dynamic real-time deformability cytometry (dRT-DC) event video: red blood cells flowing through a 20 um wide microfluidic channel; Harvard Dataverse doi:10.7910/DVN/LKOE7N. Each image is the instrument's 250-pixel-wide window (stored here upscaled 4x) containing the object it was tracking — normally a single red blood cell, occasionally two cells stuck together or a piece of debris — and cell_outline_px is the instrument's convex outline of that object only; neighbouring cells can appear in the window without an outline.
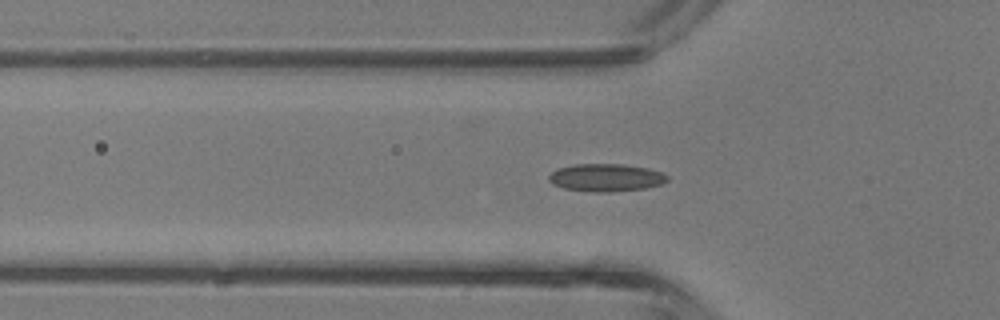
{"species": "common noctule bat (a hibernating species)", "species_latin": "Nyctalus noctula", "temperature_condition": "room temperature", "stored_images_in_passage": 27, "camera_frame_rate_fps": 3000, "um_per_image_px": 0.085, "animal": {"sex": "male", "body_mass_g": 13.3}, "frame": {"image": 1, "passage_image": 2, "time_ms": 0.333, "image_size_px": [1000, 320], "cell_outline_px": [[668, 180], [664, 184], [644, 188], [608, 192], [592, 192], [564, 188], [552, 184], [548, 180], [548, 176], [556, 168], [576, 164], [624, 164], [648, 168], [660, 172], [668, 176]], "centroid_in_image_um": [51.5, 15.09], "position_along_channel_um": 74.3, "area_um2": 19.19}}
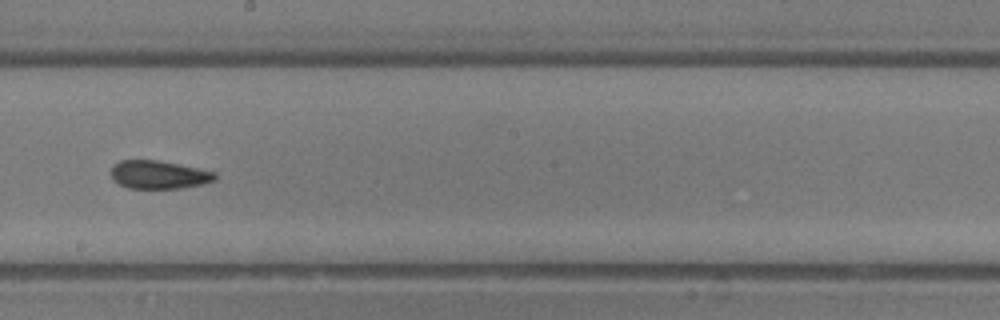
{"frame": {"image": 2, "passage_image": 12, "time_ms": 3.667, "image_size_px": [1000, 320], "cell_outline_px": [[216, 180], [200, 184], [180, 188], [128, 188], [112, 180], [112, 164], [120, 160], [156, 160], [180, 164], [216, 172]], "centroid_in_image_um": [13.48, 14.84], "position_along_channel_um": 234.7, "area_um2": 17.05}}
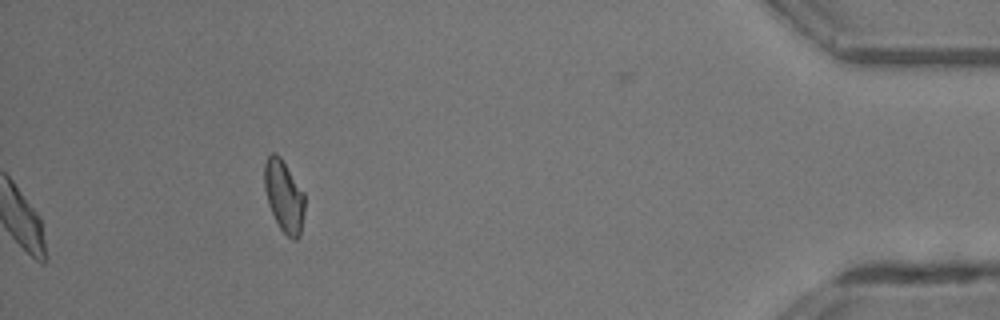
{"frame": {"image": 3, "passage_image": 27, "time_ms": 8.667, "image_size_px": [1000, 320], "cell_outline_px": [[304, 212], [300, 236], [296, 240], [292, 240], [280, 228], [268, 204], [264, 188], [264, 164], [268, 156], [272, 152], [276, 152], [280, 156], [304, 192]], "centroid_in_image_um": [24.13, 16.66], "position_along_channel_um": 411.1, "area_um2": 16.88}, "authors_computed_cell_mechanics": {"area_um2": 17.5712, "velocity_mm_per_s": 4.7923, "shape_relaxation_time_tau1_ms": null, "shape_relaxation_time_tau2_ms": 1.6335, "deformation_change_tau1": null, "deformation_change_tau2": 0.0884}}